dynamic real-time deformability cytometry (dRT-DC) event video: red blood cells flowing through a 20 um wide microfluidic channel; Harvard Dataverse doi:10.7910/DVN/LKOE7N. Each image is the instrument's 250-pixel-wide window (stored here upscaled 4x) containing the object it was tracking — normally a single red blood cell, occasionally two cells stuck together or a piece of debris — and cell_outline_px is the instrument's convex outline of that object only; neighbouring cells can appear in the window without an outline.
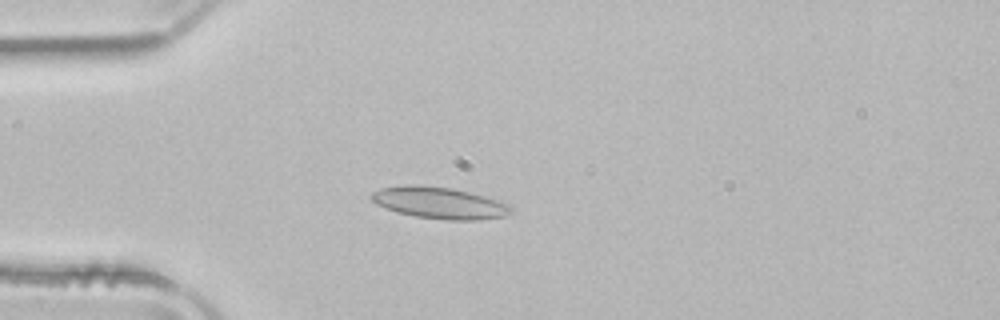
{"species": "common noctule bat (a hibernating species)", "species_latin": "Nyctalus noctula", "temperature_condition": "room temperature", "stored_images_in_passage": 51, "camera_frame_rate_fps": 3000, "um_per_image_px": 0.085, "animal": {"sex": "male", "body_mass_g": 21.5, "forearm_length_mm": 52.0}, "frame": {"image": 1, "passage_image": 13, "time_ms": 4.0, "image_size_px": [1000, 320], "cell_outline_px": [[512, 212], [504, 216], [480, 220], [448, 220], [416, 216], [396, 212], [376, 204], [372, 200], [372, 192], [380, 188], [404, 184], [420, 184], [452, 188], [484, 196], [508, 204], [512, 208]], "centroid_in_image_um": [37.32, 17.23], "position_along_channel_um": 47.7, "area_um2": 25.72}}
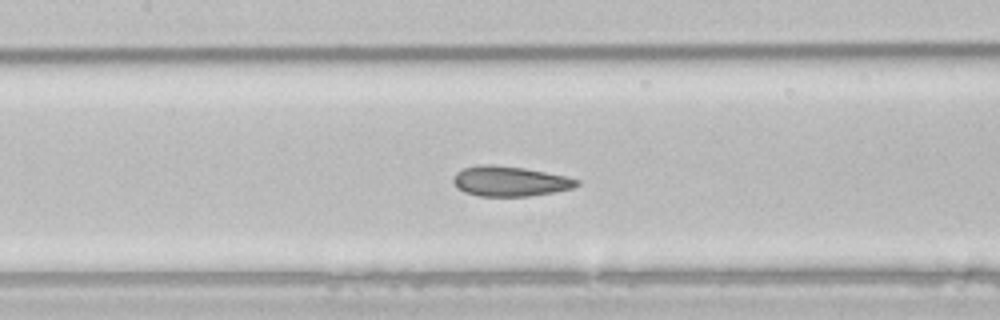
{"frame": {"image": 2, "passage_image": 23, "time_ms": 7.333, "image_size_px": [1000, 320], "cell_outline_px": [[580, 184], [572, 188], [552, 192], [528, 196], [476, 196], [464, 192], [456, 188], [452, 180], [456, 172], [464, 168], [480, 164], [492, 164], [524, 168], [564, 176], [580, 180]], "centroid_in_image_um": [43.28, 15.4], "position_along_channel_um": 164.1, "area_um2": 21.62}}
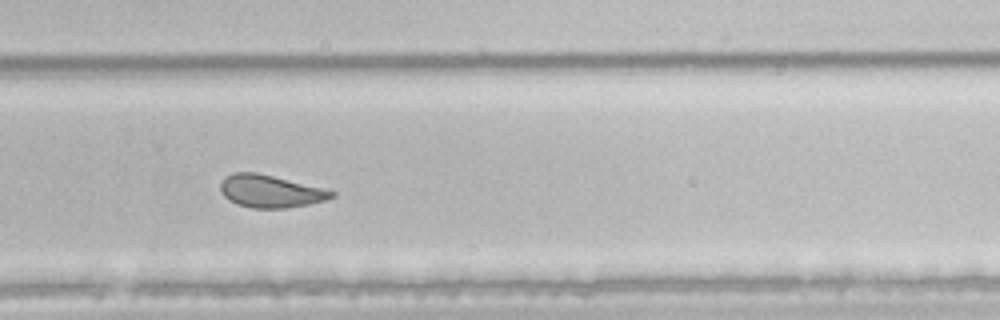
{"frame": {"image": 3, "passage_image": 34, "time_ms": 11.0, "image_size_px": [1000, 320], "cell_outline_px": [[336, 196], [324, 200], [308, 204], [284, 208], [252, 208], [240, 204], [224, 196], [220, 192], [220, 184], [232, 172], [256, 172], [324, 188], [336, 192]], "centroid_in_image_um": [23.0, 16.25], "position_along_channel_um": 306.8, "area_um2": 20.75}, "authors_computed_cell_mechanics": {"area_um2": 23.2356, "velocity_mm_per_s": 3.9118, "shape_relaxation_time_tau1_ms": null, "shape_relaxation_time_tau2_ms": 1.3432, "deformation_change_tau1": null, "deformation_change_tau2": 0.0621}}